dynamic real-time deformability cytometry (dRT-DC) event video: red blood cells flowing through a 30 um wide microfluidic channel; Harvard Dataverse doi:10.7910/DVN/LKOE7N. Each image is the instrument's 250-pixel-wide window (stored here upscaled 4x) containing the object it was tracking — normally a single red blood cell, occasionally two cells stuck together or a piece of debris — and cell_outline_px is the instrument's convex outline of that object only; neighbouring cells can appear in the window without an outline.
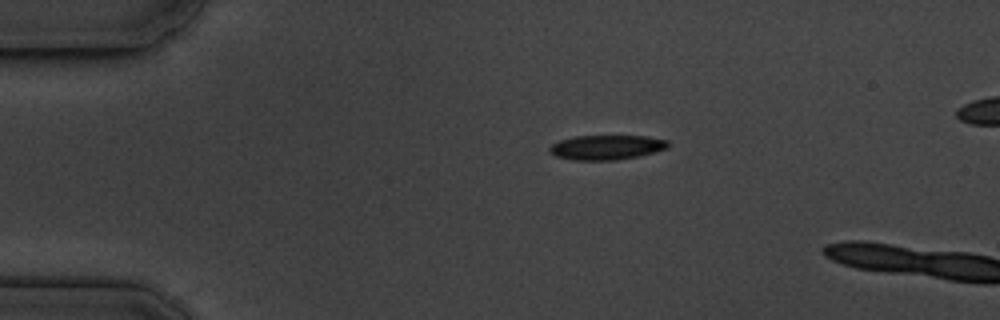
{"species": "common noctule bat (a hibernating species)", "species_latin": "Nyctalus noctula", "temperature_condition": "cold", "stored_images_in_passage": 4, "camera_frame_rate_fps": 3000, "um_per_image_px": 0.085, "animal": {"sex": "male", "body_mass_g": 19.5, "forearm_length_mm": 54.6}, "frame": {"image": 1, "passage_image": 1, "time_ms": 0.0, "image_size_px": [1000, 320], "cell_outline_px": [[664, 144], [656, 148], [640, 152], [620, 156], [576, 156], [556, 152], [556, 148], [560, 144], [576, 140], [656, 140]], "centroid_in_image_um": [51.55, 12.53], "position_along_channel_um": 33.4, "area_um2": 10.12}}